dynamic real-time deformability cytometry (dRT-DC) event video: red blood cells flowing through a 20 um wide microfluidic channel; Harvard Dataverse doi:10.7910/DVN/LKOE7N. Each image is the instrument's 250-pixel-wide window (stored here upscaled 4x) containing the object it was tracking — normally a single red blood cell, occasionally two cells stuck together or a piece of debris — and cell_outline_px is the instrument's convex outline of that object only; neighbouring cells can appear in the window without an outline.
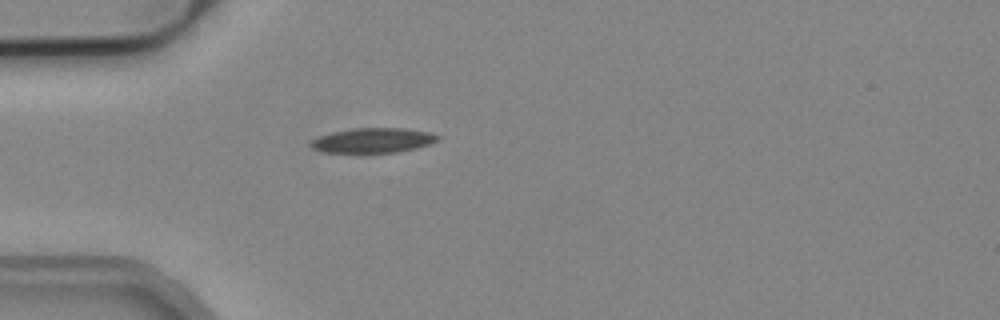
{"species": "common noctule bat (a hibernating species)", "species_latin": "Nyctalus noctula", "temperature_condition": "cold", "stored_images_in_passage": 4, "camera_frame_rate_fps": 3000, "um_per_image_px": 0.085, "animal": {"sex": "male", "body_mass_g": 19.2, "forearm_length_mm": 51.8}, "frame": {"image": 1, "passage_image": 4, "time_ms": 1.0, "image_size_px": [1000, 320], "cell_outline_px": [[440, 136], [436, 140], [428, 144], [416, 148], [396, 152], [324, 152], [312, 148], [308, 144], [312, 140], [320, 136], [332, 132], [352, 128], [404, 128], [428, 132]], "centroid_in_image_um": [31.67, 11.92], "position_along_channel_um": 53.3, "area_um2": 18.09}}